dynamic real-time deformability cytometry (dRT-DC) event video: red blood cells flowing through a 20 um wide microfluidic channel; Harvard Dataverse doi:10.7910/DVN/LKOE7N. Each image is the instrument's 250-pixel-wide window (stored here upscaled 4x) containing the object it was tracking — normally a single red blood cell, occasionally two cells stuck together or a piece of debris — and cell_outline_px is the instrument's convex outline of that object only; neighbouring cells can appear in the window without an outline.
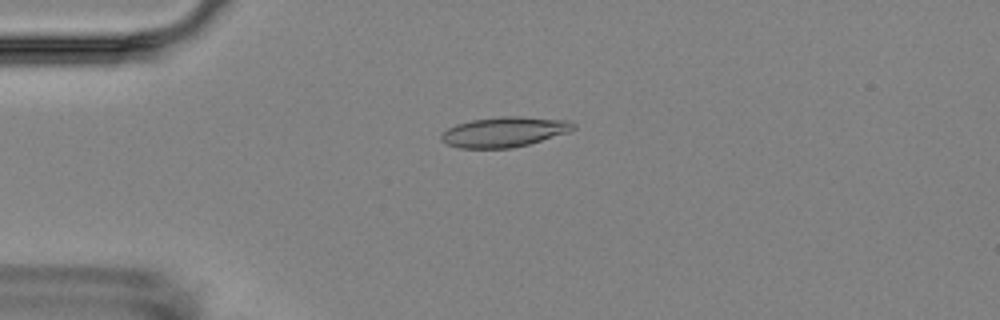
{"species": "Egyptian fruit bat (a non-hibernating species)", "species_latin": "Rousettus aegyptiacus", "temperature_condition": "room temperature", "stored_images_in_passage": 4, "camera_frame_rate_fps": 3000, "um_per_image_px": 0.085, "animal": {"sex": "female"}, "frame": {"image": 1, "passage_image": 3, "time_ms": 3.333, "image_size_px": [1000, 320], "cell_outline_px": [[576, 128], [568, 132], [528, 144], [512, 148], [460, 148], [448, 144], [440, 140], [440, 136], [448, 128], [456, 124], [472, 120], [500, 116], [520, 116], [568, 120], [576, 124]], "centroid_in_image_um": [42.87, 11.2], "position_along_channel_um": 42.1, "area_um2": 23.12}}